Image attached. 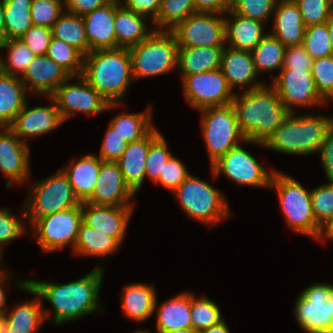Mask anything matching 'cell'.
<instances>
[{
  "label": "cell",
  "instance_id": "6da1fadb",
  "mask_svg": "<svg viewBox=\"0 0 333 333\" xmlns=\"http://www.w3.org/2000/svg\"><path fill=\"white\" fill-rule=\"evenodd\" d=\"M103 273V267L98 266L76 281L58 284L29 278L27 284L54 308L53 323L62 325L97 311L102 312L98 300Z\"/></svg>",
  "mask_w": 333,
  "mask_h": 333
},
{
  "label": "cell",
  "instance_id": "7a4b0ae2",
  "mask_svg": "<svg viewBox=\"0 0 333 333\" xmlns=\"http://www.w3.org/2000/svg\"><path fill=\"white\" fill-rule=\"evenodd\" d=\"M231 105L241 132L249 141L264 143L284 122L289 112L271 85L235 93Z\"/></svg>",
  "mask_w": 333,
  "mask_h": 333
},
{
  "label": "cell",
  "instance_id": "3957f363",
  "mask_svg": "<svg viewBox=\"0 0 333 333\" xmlns=\"http://www.w3.org/2000/svg\"><path fill=\"white\" fill-rule=\"evenodd\" d=\"M81 76L109 104H121L130 83L134 81L129 49L91 51L84 56Z\"/></svg>",
  "mask_w": 333,
  "mask_h": 333
},
{
  "label": "cell",
  "instance_id": "277c9868",
  "mask_svg": "<svg viewBox=\"0 0 333 333\" xmlns=\"http://www.w3.org/2000/svg\"><path fill=\"white\" fill-rule=\"evenodd\" d=\"M333 125V117L320 114H289L265 140L263 147L290 155L318 153Z\"/></svg>",
  "mask_w": 333,
  "mask_h": 333
},
{
  "label": "cell",
  "instance_id": "5b68a950",
  "mask_svg": "<svg viewBox=\"0 0 333 333\" xmlns=\"http://www.w3.org/2000/svg\"><path fill=\"white\" fill-rule=\"evenodd\" d=\"M269 188L277 191L286 224L295 232L317 239L320 226L312 211L311 190L295 178L275 170Z\"/></svg>",
  "mask_w": 333,
  "mask_h": 333
},
{
  "label": "cell",
  "instance_id": "8992f818",
  "mask_svg": "<svg viewBox=\"0 0 333 333\" xmlns=\"http://www.w3.org/2000/svg\"><path fill=\"white\" fill-rule=\"evenodd\" d=\"M178 44L172 31L154 30L129 48L134 81L163 75L177 68Z\"/></svg>",
  "mask_w": 333,
  "mask_h": 333
},
{
  "label": "cell",
  "instance_id": "52a82bcc",
  "mask_svg": "<svg viewBox=\"0 0 333 333\" xmlns=\"http://www.w3.org/2000/svg\"><path fill=\"white\" fill-rule=\"evenodd\" d=\"M173 193L188 217L209 227L228 219L232 214L225 195L192 174Z\"/></svg>",
  "mask_w": 333,
  "mask_h": 333
},
{
  "label": "cell",
  "instance_id": "ba28073f",
  "mask_svg": "<svg viewBox=\"0 0 333 333\" xmlns=\"http://www.w3.org/2000/svg\"><path fill=\"white\" fill-rule=\"evenodd\" d=\"M200 112H202L200 121L202 136L209 154L210 165L241 143L264 146L261 142L246 139L231 104L205 108Z\"/></svg>",
  "mask_w": 333,
  "mask_h": 333
},
{
  "label": "cell",
  "instance_id": "9c48e42d",
  "mask_svg": "<svg viewBox=\"0 0 333 333\" xmlns=\"http://www.w3.org/2000/svg\"><path fill=\"white\" fill-rule=\"evenodd\" d=\"M27 188L28 197L23 206L31 225L39 218L81 204L62 169L41 181L31 182Z\"/></svg>",
  "mask_w": 333,
  "mask_h": 333
},
{
  "label": "cell",
  "instance_id": "30bf717a",
  "mask_svg": "<svg viewBox=\"0 0 333 333\" xmlns=\"http://www.w3.org/2000/svg\"><path fill=\"white\" fill-rule=\"evenodd\" d=\"M294 315L306 333H323L333 330V285L317 283L298 295Z\"/></svg>",
  "mask_w": 333,
  "mask_h": 333
},
{
  "label": "cell",
  "instance_id": "8fae6325",
  "mask_svg": "<svg viewBox=\"0 0 333 333\" xmlns=\"http://www.w3.org/2000/svg\"><path fill=\"white\" fill-rule=\"evenodd\" d=\"M82 222L81 204L65 211L37 219L33 224V235L43 252L63 250L70 245L73 249Z\"/></svg>",
  "mask_w": 333,
  "mask_h": 333
},
{
  "label": "cell",
  "instance_id": "7c38bea8",
  "mask_svg": "<svg viewBox=\"0 0 333 333\" xmlns=\"http://www.w3.org/2000/svg\"><path fill=\"white\" fill-rule=\"evenodd\" d=\"M212 176L216 179L221 174L237 185L270 187L275 170L270 172L257 159L242 147L232 148L211 166Z\"/></svg>",
  "mask_w": 333,
  "mask_h": 333
},
{
  "label": "cell",
  "instance_id": "4fadbf2b",
  "mask_svg": "<svg viewBox=\"0 0 333 333\" xmlns=\"http://www.w3.org/2000/svg\"><path fill=\"white\" fill-rule=\"evenodd\" d=\"M182 86L187 104L199 111L229 105L235 95L221 69L184 76Z\"/></svg>",
  "mask_w": 333,
  "mask_h": 333
},
{
  "label": "cell",
  "instance_id": "5bb4252c",
  "mask_svg": "<svg viewBox=\"0 0 333 333\" xmlns=\"http://www.w3.org/2000/svg\"><path fill=\"white\" fill-rule=\"evenodd\" d=\"M76 77L77 83L70 84ZM76 77L68 78L51 95L64 121L76 113L91 116L120 105L109 104L81 75Z\"/></svg>",
  "mask_w": 333,
  "mask_h": 333
},
{
  "label": "cell",
  "instance_id": "9a60e30c",
  "mask_svg": "<svg viewBox=\"0 0 333 333\" xmlns=\"http://www.w3.org/2000/svg\"><path fill=\"white\" fill-rule=\"evenodd\" d=\"M171 31L179 48L226 46L225 14L196 12Z\"/></svg>",
  "mask_w": 333,
  "mask_h": 333
},
{
  "label": "cell",
  "instance_id": "2e32d148",
  "mask_svg": "<svg viewBox=\"0 0 333 333\" xmlns=\"http://www.w3.org/2000/svg\"><path fill=\"white\" fill-rule=\"evenodd\" d=\"M271 78L273 82L270 85L290 114L295 113L293 106L327 105L317 92L311 71L281 69L276 77Z\"/></svg>",
  "mask_w": 333,
  "mask_h": 333
},
{
  "label": "cell",
  "instance_id": "e0dca14e",
  "mask_svg": "<svg viewBox=\"0 0 333 333\" xmlns=\"http://www.w3.org/2000/svg\"><path fill=\"white\" fill-rule=\"evenodd\" d=\"M18 289L34 295L35 299L17 304L5 312L0 321V333H36L52 314L43 308L40 296L27 284V280L16 283Z\"/></svg>",
  "mask_w": 333,
  "mask_h": 333
},
{
  "label": "cell",
  "instance_id": "ac0fdd59",
  "mask_svg": "<svg viewBox=\"0 0 333 333\" xmlns=\"http://www.w3.org/2000/svg\"><path fill=\"white\" fill-rule=\"evenodd\" d=\"M49 105L29 108L25 106L8 127L21 141L28 144V139L41 136L55 130L65 121L62 118L54 99L48 96Z\"/></svg>",
  "mask_w": 333,
  "mask_h": 333
},
{
  "label": "cell",
  "instance_id": "d6986e66",
  "mask_svg": "<svg viewBox=\"0 0 333 333\" xmlns=\"http://www.w3.org/2000/svg\"><path fill=\"white\" fill-rule=\"evenodd\" d=\"M30 147L21 141L8 127L0 128V171L8 178L6 186L11 188L29 182Z\"/></svg>",
  "mask_w": 333,
  "mask_h": 333
},
{
  "label": "cell",
  "instance_id": "ffe728a7",
  "mask_svg": "<svg viewBox=\"0 0 333 333\" xmlns=\"http://www.w3.org/2000/svg\"><path fill=\"white\" fill-rule=\"evenodd\" d=\"M135 193L125 183L118 162L101 161L92 195L85 201L103 206H133Z\"/></svg>",
  "mask_w": 333,
  "mask_h": 333
},
{
  "label": "cell",
  "instance_id": "44dd1931",
  "mask_svg": "<svg viewBox=\"0 0 333 333\" xmlns=\"http://www.w3.org/2000/svg\"><path fill=\"white\" fill-rule=\"evenodd\" d=\"M133 206H103L81 202L82 221L123 244Z\"/></svg>",
  "mask_w": 333,
  "mask_h": 333
},
{
  "label": "cell",
  "instance_id": "7402d4cb",
  "mask_svg": "<svg viewBox=\"0 0 333 333\" xmlns=\"http://www.w3.org/2000/svg\"><path fill=\"white\" fill-rule=\"evenodd\" d=\"M220 69L232 91L237 86L245 87L243 89L246 92L266 84L256 80L258 73L255 69L252 53L248 50L225 46Z\"/></svg>",
  "mask_w": 333,
  "mask_h": 333
},
{
  "label": "cell",
  "instance_id": "603a6c76",
  "mask_svg": "<svg viewBox=\"0 0 333 333\" xmlns=\"http://www.w3.org/2000/svg\"><path fill=\"white\" fill-rule=\"evenodd\" d=\"M71 76L46 55L36 56L20 78L27 92L51 96Z\"/></svg>",
  "mask_w": 333,
  "mask_h": 333
},
{
  "label": "cell",
  "instance_id": "cb8c5ba5",
  "mask_svg": "<svg viewBox=\"0 0 333 333\" xmlns=\"http://www.w3.org/2000/svg\"><path fill=\"white\" fill-rule=\"evenodd\" d=\"M161 134L154 127L144 138L128 143L125 151L117 161L125 183L136 194L145 180V163L150 144Z\"/></svg>",
  "mask_w": 333,
  "mask_h": 333
},
{
  "label": "cell",
  "instance_id": "d4e9b609",
  "mask_svg": "<svg viewBox=\"0 0 333 333\" xmlns=\"http://www.w3.org/2000/svg\"><path fill=\"white\" fill-rule=\"evenodd\" d=\"M115 4L107 3L83 16L90 52L116 49Z\"/></svg>",
  "mask_w": 333,
  "mask_h": 333
},
{
  "label": "cell",
  "instance_id": "484cf974",
  "mask_svg": "<svg viewBox=\"0 0 333 333\" xmlns=\"http://www.w3.org/2000/svg\"><path fill=\"white\" fill-rule=\"evenodd\" d=\"M225 14L226 46L252 51L265 37L266 24L235 14L231 9Z\"/></svg>",
  "mask_w": 333,
  "mask_h": 333
},
{
  "label": "cell",
  "instance_id": "4316f807",
  "mask_svg": "<svg viewBox=\"0 0 333 333\" xmlns=\"http://www.w3.org/2000/svg\"><path fill=\"white\" fill-rule=\"evenodd\" d=\"M273 18L271 35L285 47L302 45L306 26L295 2L276 4Z\"/></svg>",
  "mask_w": 333,
  "mask_h": 333
},
{
  "label": "cell",
  "instance_id": "83f0119b",
  "mask_svg": "<svg viewBox=\"0 0 333 333\" xmlns=\"http://www.w3.org/2000/svg\"><path fill=\"white\" fill-rule=\"evenodd\" d=\"M157 299L154 313H156L157 333H168L179 329L192 328L190 311V292H181L167 299L159 306Z\"/></svg>",
  "mask_w": 333,
  "mask_h": 333
},
{
  "label": "cell",
  "instance_id": "f1b7e54d",
  "mask_svg": "<svg viewBox=\"0 0 333 333\" xmlns=\"http://www.w3.org/2000/svg\"><path fill=\"white\" fill-rule=\"evenodd\" d=\"M101 161L96 154L90 153L77 161L72 159L71 163L61 168L80 202H85L92 195L99 176Z\"/></svg>",
  "mask_w": 333,
  "mask_h": 333
},
{
  "label": "cell",
  "instance_id": "f546056e",
  "mask_svg": "<svg viewBox=\"0 0 333 333\" xmlns=\"http://www.w3.org/2000/svg\"><path fill=\"white\" fill-rule=\"evenodd\" d=\"M147 17L137 14L123 4H115L114 29L116 34V49L131 48L146 39L155 29L150 30Z\"/></svg>",
  "mask_w": 333,
  "mask_h": 333
},
{
  "label": "cell",
  "instance_id": "4dcf8cb0",
  "mask_svg": "<svg viewBox=\"0 0 333 333\" xmlns=\"http://www.w3.org/2000/svg\"><path fill=\"white\" fill-rule=\"evenodd\" d=\"M156 299V288L153 284H128L122 292V311L129 319L144 322L153 316Z\"/></svg>",
  "mask_w": 333,
  "mask_h": 333
},
{
  "label": "cell",
  "instance_id": "1f68e13d",
  "mask_svg": "<svg viewBox=\"0 0 333 333\" xmlns=\"http://www.w3.org/2000/svg\"><path fill=\"white\" fill-rule=\"evenodd\" d=\"M224 47L178 48L177 69L182 78L221 68Z\"/></svg>",
  "mask_w": 333,
  "mask_h": 333
},
{
  "label": "cell",
  "instance_id": "d6a6232c",
  "mask_svg": "<svg viewBox=\"0 0 333 333\" xmlns=\"http://www.w3.org/2000/svg\"><path fill=\"white\" fill-rule=\"evenodd\" d=\"M27 90L19 77L0 76V128L9 127L25 106Z\"/></svg>",
  "mask_w": 333,
  "mask_h": 333
},
{
  "label": "cell",
  "instance_id": "836d02e7",
  "mask_svg": "<svg viewBox=\"0 0 333 333\" xmlns=\"http://www.w3.org/2000/svg\"><path fill=\"white\" fill-rule=\"evenodd\" d=\"M120 246L115 238L97 231L82 221L73 252L84 257L100 258L113 254Z\"/></svg>",
  "mask_w": 333,
  "mask_h": 333
},
{
  "label": "cell",
  "instance_id": "e575fe53",
  "mask_svg": "<svg viewBox=\"0 0 333 333\" xmlns=\"http://www.w3.org/2000/svg\"><path fill=\"white\" fill-rule=\"evenodd\" d=\"M52 36L79 50L84 56L90 53L83 17L64 12L53 24Z\"/></svg>",
  "mask_w": 333,
  "mask_h": 333
},
{
  "label": "cell",
  "instance_id": "d590c367",
  "mask_svg": "<svg viewBox=\"0 0 333 333\" xmlns=\"http://www.w3.org/2000/svg\"><path fill=\"white\" fill-rule=\"evenodd\" d=\"M150 104L146 111L139 113L122 112L110 121V124L127 143L144 138L153 128Z\"/></svg>",
  "mask_w": 333,
  "mask_h": 333
},
{
  "label": "cell",
  "instance_id": "8d00e7d4",
  "mask_svg": "<svg viewBox=\"0 0 333 333\" xmlns=\"http://www.w3.org/2000/svg\"><path fill=\"white\" fill-rule=\"evenodd\" d=\"M6 40L20 39L33 25L32 0H3Z\"/></svg>",
  "mask_w": 333,
  "mask_h": 333
},
{
  "label": "cell",
  "instance_id": "74e56055",
  "mask_svg": "<svg viewBox=\"0 0 333 333\" xmlns=\"http://www.w3.org/2000/svg\"><path fill=\"white\" fill-rule=\"evenodd\" d=\"M285 46L273 35L266 34L260 43L251 51L255 69L258 75L261 72H270L283 68Z\"/></svg>",
  "mask_w": 333,
  "mask_h": 333
},
{
  "label": "cell",
  "instance_id": "f35d334b",
  "mask_svg": "<svg viewBox=\"0 0 333 333\" xmlns=\"http://www.w3.org/2000/svg\"><path fill=\"white\" fill-rule=\"evenodd\" d=\"M194 13V0H162L157 19L151 25L155 30L171 31Z\"/></svg>",
  "mask_w": 333,
  "mask_h": 333
},
{
  "label": "cell",
  "instance_id": "ab89813d",
  "mask_svg": "<svg viewBox=\"0 0 333 333\" xmlns=\"http://www.w3.org/2000/svg\"><path fill=\"white\" fill-rule=\"evenodd\" d=\"M0 49H7L8 55L4 59L0 54L3 72L21 78L29 64L36 57L20 39L6 40L0 44Z\"/></svg>",
  "mask_w": 333,
  "mask_h": 333
},
{
  "label": "cell",
  "instance_id": "60d3db41",
  "mask_svg": "<svg viewBox=\"0 0 333 333\" xmlns=\"http://www.w3.org/2000/svg\"><path fill=\"white\" fill-rule=\"evenodd\" d=\"M190 311L192 329L197 333L223 320L219 305L206 295L196 297L190 292Z\"/></svg>",
  "mask_w": 333,
  "mask_h": 333
},
{
  "label": "cell",
  "instance_id": "b9f144b4",
  "mask_svg": "<svg viewBox=\"0 0 333 333\" xmlns=\"http://www.w3.org/2000/svg\"><path fill=\"white\" fill-rule=\"evenodd\" d=\"M46 56L63 68L71 77L82 74L84 55L62 40L52 37Z\"/></svg>",
  "mask_w": 333,
  "mask_h": 333
},
{
  "label": "cell",
  "instance_id": "7bdbcfd3",
  "mask_svg": "<svg viewBox=\"0 0 333 333\" xmlns=\"http://www.w3.org/2000/svg\"><path fill=\"white\" fill-rule=\"evenodd\" d=\"M302 46L314 59L333 55L327 24H317L306 27Z\"/></svg>",
  "mask_w": 333,
  "mask_h": 333
},
{
  "label": "cell",
  "instance_id": "ee69618b",
  "mask_svg": "<svg viewBox=\"0 0 333 333\" xmlns=\"http://www.w3.org/2000/svg\"><path fill=\"white\" fill-rule=\"evenodd\" d=\"M172 156L167 141L162 133L150 144L145 163V179L150 178L159 184V175L162 174L164 164Z\"/></svg>",
  "mask_w": 333,
  "mask_h": 333
},
{
  "label": "cell",
  "instance_id": "f6af8a7d",
  "mask_svg": "<svg viewBox=\"0 0 333 333\" xmlns=\"http://www.w3.org/2000/svg\"><path fill=\"white\" fill-rule=\"evenodd\" d=\"M275 6V0H231L230 9L242 17L267 24L268 18L273 16Z\"/></svg>",
  "mask_w": 333,
  "mask_h": 333
},
{
  "label": "cell",
  "instance_id": "bcb514c9",
  "mask_svg": "<svg viewBox=\"0 0 333 333\" xmlns=\"http://www.w3.org/2000/svg\"><path fill=\"white\" fill-rule=\"evenodd\" d=\"M311 72L320 97L333 101V55L314 59Z\"/></svg>",
  "mask_w": 333,
  "mask_h": 333
},
{
  "label": "cell",
  "instance_id": "7dc6e473",
  "mask_svg": "<svg viewBox=\"0 0 333 333\" xmlns=\"http://www.w3.org/2000/svg\"><path fill=\"white\" fill-rule=\"evenodd\" d=\"M64 9V0H32L31 17L33 25L52 28Z\"/></svg>",
  "mask_w": 333,
  "mask_h": 333
},
{
  "label": "cell",
  "instance_id": "c3c4849f",
  "mask_svg": "<svg viewBox=\"0 0 333 333\" xmlns=\"http://www.w3.org/2000/svg\"><path fill=\"white\" fill-rule=\"evenodd\" d=\"M21 217L13 216L12 212L8 208H0V250L4 252V247L10 241L23 237V234L27 232L24 227V220L28 217L25 214L24 208L21 212ZM23 217V218H22ZM24 219V220H22Z\"/></svg>",
  "mask_w": 333,
  "mask_h": 333
},
{
  "label": "cell",
  "instance_id": "681fc988",
  "mask_svg": "<svg viewBox=\"0 0 333 333\" xmlns=\"http://www.w3.org/2000/svg\"><path fill=\"white\" fill-rule=\"evenodd\" d=\"M312 211L316 223L321 226L333 216V182L311 190Z\"/></svg>",
  "mask_w": 333,
  "mask_h": 333
},
{
  "label": "cell",
  "instance_id": "f907efd6",
  "mask_svg": "<svg viewBox=\"0 0 333 333\" xmlns=\"http://www.w3.org/2000/svg\"><path fill=\"white\" fill-rule=\"evenodd\" d=\"M306 27L326 23L333 12V0H296Z\"/></svg>",
  "mask_w": 333,
  "mask_h": 333
},
{
  "label": "cell",
  "instance_id": "816d5d0a",
  "mask_svg": "<svg viewBox=\"0 0 333 333\" xmlns=\"http://www.w3.org/2000/svg\"><path fill=\"white\" fill-rule=\"evenodd\" d=\"M190 175L184 163L172 155L164 164L159 184L174 192Z\"/></svg>",
  "mask_w": 333,
  "mask_h": 333
},
{
  "label": "cell",
  "instance_id": "f5cc1de1",
  "mask_svg": "<svg viewBox=\"0 0 333 333\" xmlns=\"http://www.w3.org/2000/svg\"><path fill=\"white\" fill-rule=\"evenodd\" d=\"M52 37L51 28L32 25L20 40L35 56H43L47 53Z\"/></svg>",
  "mask_w": 333,
  "mask_h": 333
},
{
  "label": "cell",
  "instance_id": "db71d44e",
  "mask_svg": "<svg viewBox=\"0 0 333 333\" xmlns=\"http://www.w3.org/2000/svg\"><path fill=\"white\" fill-rule=\"evenodd\" d=\"M128 145L127 141L121 137L117 131L109 125L104 135L99 158L102 161L117 162Z\"/></svg>",
  "mask_w": 333,
  "mask_h": 333
},
{
  "label": "cell",
  "instance_id": "11a10c76",
  "mask_svg": "<svg viewBox=\"0 0 333 333\" xmlns=\"http://www.w3.org/2000/svg\"><path fill=\"white\" fill-rule=\"evenodd\" d=\"M313 58L302 45L285 48L284 64L282 69L312 71Z\"/></svg>",
  "mask_w": 333,
  "mask_h": 333
},
{
  "label": "cell",
  "instance_id": "9f6ffc18",
  "mask_svg": "<svg viewBox=\"0 0 333 333\" xmlns=\"http://www.w3.org/2000/svg\"><path fill=\"white\" fill-rule=\"evenodd\" d=\"M162 0H126L124 6L137 14L151 18L152 23L157 19Z\"/></svg>",
  "mask_w": 333,
  "mask_h": 333
},
{
  "label": "cell",
  "instance_id": "6f0895ef",
  "mask_svg": "<svg viewBox=\"0 0 333 333\" xmlns=\"http://www.w3.org/2000/svg\"><path fill=\"white\" fill-rule=\"evenodd\" d=\"M318 153L328 182H333V129L321 144Z\"/></svg>",
  "mask_w": 333,
  "mask_h": 333
},
{
  "label": "cell",
  "instance_id": "680465c9",
  "mask_svg": "<svg viewBox=\"0 0 333 333\" xmlns=\"http://www.w3.org/2000/svg\"><path fill=\"white\" fill-rule=\"evenodd\" d=\"M105 0H64L65 10L75 15L84 16L91 11L103 7Z\"/></svg>",
  "mask_w": 333,
  "mask_h": 333
},
{
  "label": "cell",
  "instance_id": "91938a15",
  "mask_svg": "<svg viewBox=\"0 0 333 333\" xmlns=\"http://www.w3.org/2000/svg\"><path fill=\"white\" fill-rule=\"evenodd\" d=\"M196 12L225 14L231 7V0H194Z\"/></svg>",
  "mask_w": 333,
  "mask_h": 333
},
{
  "label": "cell",
  "instance_id": "94428289",
  "mask_svg": "<svg viewBox=\"0 0 333 333\" xmlns=\"http://www.w3.org/2000/svg\"><path fill=\"white\" fill-rule=\"evenodd\" d=\"M8 272L5 271L4 273L0 274V317L2 318L5 315V312L8 310L6 306L7 295L4 283H8Z\"/></svg>",
  "mask_w": 333,
  "mask_h": 333
},
{
  "label": "cell",
  "instance_id": "6125c7cd",
  "mask_svg": "<svg viewBox=\"0 0 333 333\" xmlns=\"http://www.w3.org/2000/svg\"><path fill=\"white\" fill-rule=\"evenodd\" d=\"M325 239L333 242V216L320 226V231L316 240L325 242Z\"/></svg>",
  "mask_w": 333,
  "mask_h": 333
},
{
  "label": "cell",
  "instance_id": "be15d7a7",
  "mask_svg": "<svg viewBox=\"0 0 333 333\" xmlns=\"http://www.w3.org/2000/svg\"><path fill=\"white\" fill-rule=\"evenodd\" d=\"M199 333H230V330L223 319L218 324L213 325L210 328L205 329Z\"/></svg>",
  "mask_w": 333,
  "mask_h": 333
},
{
  "label": "cell",
  "instance_id": "e7e4bbea",
  "mask_svg": "<svg viewBox=\"0 0 333 333\" xmlns=\"http://www.w3.org/2000/svg\"><path fill=\"white\" fill-rule=\"evenodd\" d=\"M6 41V28L4 23V2L0 0V44Z\"/></svg>",
  "mask_w": 333,
  "mask_h": 333
},
{
  "label": "cell",
  "instance_id": "03108f58",
  "mask_svg": "<svg viewBox=\"0 0 333 333\" xmlns=\"http://www.w3.org/2000/svg\"><path fill=\"white\" fill-rule=\"evenodd\" d=\"M327 28L329 31V36L331 40V46H332V51H333V12L331 13L330 17L326 21Z\"/></svg>",
  "mask_w": 333,
  "mask_h": 333
},
{
  "label": "cell",
  "instance_id": "003e7915",
  "mask_svg": "<svg viewBox=\"0 0 333 333\" xmlns=\"http://www.w3.org/2000/svg\"><path fill=\"white\" fill-rule=\"evenodd\" d=\"M168 333H197V332L194 331L192 328H190V329H179L177 331L168 332Z\"/></svg>",
  "mask_w": 333,
  "mask_h": 333
},
{
  "label": "cell",
  "instance_id": "a7ac6f4b",
  "mask_svg": "<svg viewBox=\"0 0 333 333\" xmlns=\"http://www.w3.org/2000/svg\"><path fill=\"white\" fill-rule=\"evenodd\" d=\"M107 3H113V4H117V5H122V3L124 4L126 0H105Z\"/></svg>",
  "mask_w": 333,
  "mask_h": 333
},
{
  "label": "cell",
  "instance_id": "89a4df30",
  "mask_svg": "<svg viewBox=\"0 0 333 333\" xmlns=\"http://www.w3.org/2000/svg\"><path fill=\"white\" fill-rule=\"evenodd\" d=\"M3 253L1 250H0V274L4 273L6 270H2L1 268H3L1 265H2V257H3Z\"/></svg>",
  "mask_w": 333,
  "mask_h": 333
},
{
  "label": "cell",
  "instance_id": "2644e50d",
  "mask_svg": "<svg viewBox=\"0 0 333 333\" xmlns=\"http://www.w3.org/2000/svg\"><path fill=\"white\" fill-rule=\"evenodd\" d=\"M296 0H275L276 4L278 3H287V2H295Z\"/></svg>",
  "mask_w": 333,
  "mask_h": 333
},
{
  "label": "cell",
  "instance_id": "8c879c8a",
  "mask_svg": "<svg viewBox=\"0 0 333 333\" xmlns=\"http://www.w3.org/2000/svg\"><path fill=\"white\" fill-rule=\"evenodd\" d=\"M134 333H152V332H149V331H147L146 329H144V330H139V329H138V331H136V332H134Z\"/></svg>",
  "mask_w": 333,
  "mask_h": 333
},
{
  "label": "cell",
  "instance_id": "753ad0ef",
  "mask_svg": "<svg viewBox=\"0 0 333 333\" xmlns=\"http://www.w3.org/2000/svg\"><path fill=\"white\" fill-rule=\"evenodd\" d=\"M3 67H2V62H1V58H0V76L3 74Z\"/></svg>",
  "mask_w": 333,
  "mask_h": 333
},
{
  "label": "cell",
  "instance_id": "34e18365",
  "mask_svg": "<svg viewBox=\"0 0 333 333\" xmlns=\"http://www.w3.org/2000/svg\"><path fill=\"white\" fill-rule=\"evenodd\" d=\"M323 333H333V330H331V331H328V332H323Z\"/></svg>",
  "mask_w": 333,
  "mask_h": 333
}]
</instances>
